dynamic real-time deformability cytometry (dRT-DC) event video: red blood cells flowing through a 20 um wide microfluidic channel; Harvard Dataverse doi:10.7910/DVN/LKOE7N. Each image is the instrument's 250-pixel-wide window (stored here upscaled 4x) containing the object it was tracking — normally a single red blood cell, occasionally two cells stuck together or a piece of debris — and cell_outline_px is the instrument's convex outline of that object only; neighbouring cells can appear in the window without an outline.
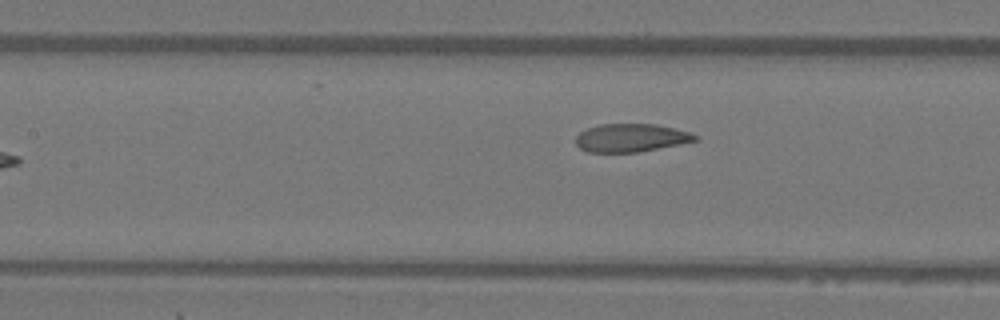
{"species": "Egyptian fruit bat (a non-hibernating species)", "species_latin": "Rousettus aegyptiacus", "temperature_condition": "warm", "stored_images_in_passage": 6, "camera_frame_rate_fps": 3000, "um_per_image_px": 0.085, "animal": {"sex": "female"}, "frame": {"image": 1, "passage_image": 6, "time_ms": 1.667, "image_size_px": [1000, 320], "cell_outline_px": [[700, 140], [680, 144], [636, 152], [588, 152], [580, 148], [576, 144], [576, 136], [580, 132], [588, 128], [600, 124], [656, 124], [676, 128], [700, 136]], "centroid_in_image_um": [53.66, 11.71], "position_along_channel_um": 153.7, "area_um2": 19.59}}